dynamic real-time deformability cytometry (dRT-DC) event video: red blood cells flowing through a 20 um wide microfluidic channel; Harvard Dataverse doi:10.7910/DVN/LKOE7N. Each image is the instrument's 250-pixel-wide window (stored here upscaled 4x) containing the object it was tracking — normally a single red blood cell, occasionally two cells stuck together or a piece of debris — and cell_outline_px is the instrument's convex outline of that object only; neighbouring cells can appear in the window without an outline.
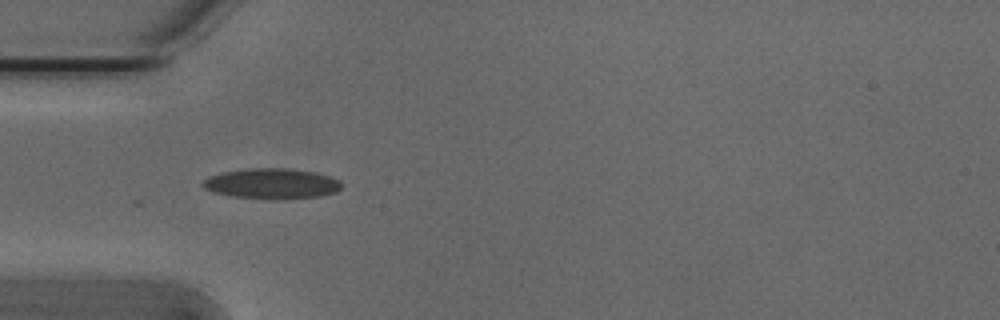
{"species": "Egyptian fruit bat (a non-hibernating species)", "species_latin": "Rousettus aegyptiacus", "temperature_condition": "cold", "stored_images_in_passage": 38, "camera_frame_rate_fps": 3000, "um_per_image_px": 0.085, "animal": {"sex": "male"}, "frame": {"image": 1, "passage_image": 1, "time_ms": 0.0, "image_size_px": [1000, 320], "cell_outline_px": [[344, 184], [336, 192], [320, 196], [276, 200], [272, 200], [232, 196], [212, 192], [204, 188], [200, 184], [208, 176], [220, 172], [248, 168], [284, 168], [316, 172], [340, 180]], "centroid_in_image_um": [23.08, 15.61], "position_along_channel_um": 61.9, "area_um2": 24.97}}
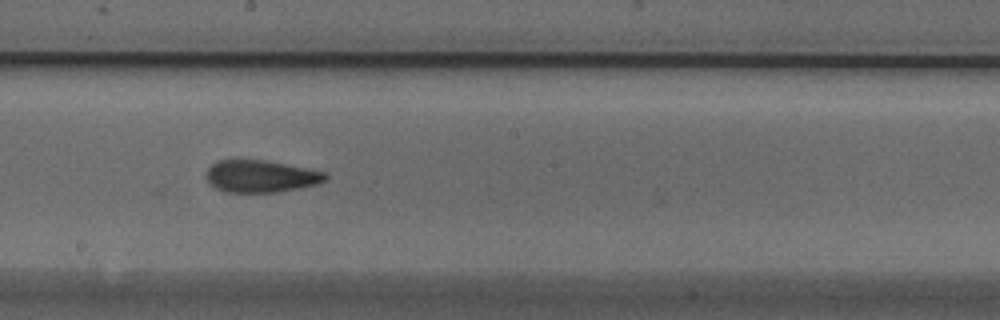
{"frame": {"image": 2, "passage_image": 14, "time_ms": 4.333, "image_size_px": [1000, 320], "cell_outline_px": [[328, 180], [316, 184], [276, 192], [228, 192], [216, 188], [204, 176], [208, 168], [216, 160], [264, 160], [308, 168], [324, 172], [328, 176]], "centroid_in_image_um": [22.16, 14.97], "position_along_channel_um": 226.0, "area_um2": 22.2}}
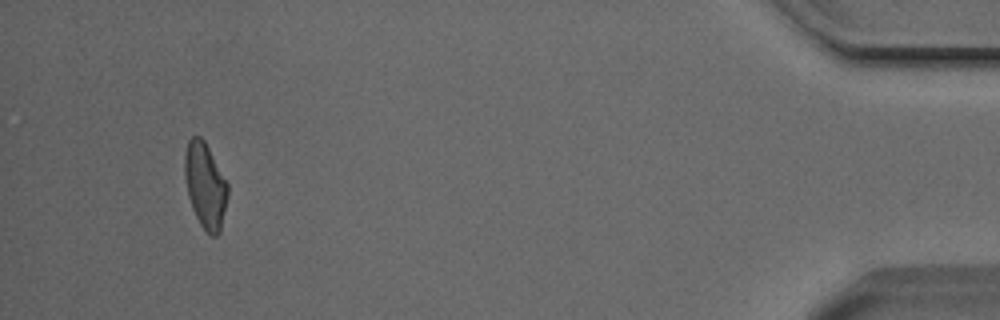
{"frame": {"image": 3, "passage_image": 35, "time_ms": 11.333, "image_size_px": [1000, 320], "cell_outline_px": [[228, 196], [220, 232], [216, 236], [212, 236], [200, 224], [192, 208], [188, 196], [184, 176], [184, 156], [188, 140], [192, 136], [200, 136], [204, 140], [228, 184]], "centroid_in_image_um": [17.43, 15.76], "position_along_channel_um": 417.8, "area_um2": 21.39}, "authors_computed_cell_mechanics": {"area_um2": 22.4553, "velocity_mm_per_s": 3.8221, "shape_relaxation_time_tau1_ms": 6.9562, "shape_relaxation_time_tau2_ms": 1.8913, "deformation_change_tau1": 0.1654, "deformation_change_tau2": 0.0808}}